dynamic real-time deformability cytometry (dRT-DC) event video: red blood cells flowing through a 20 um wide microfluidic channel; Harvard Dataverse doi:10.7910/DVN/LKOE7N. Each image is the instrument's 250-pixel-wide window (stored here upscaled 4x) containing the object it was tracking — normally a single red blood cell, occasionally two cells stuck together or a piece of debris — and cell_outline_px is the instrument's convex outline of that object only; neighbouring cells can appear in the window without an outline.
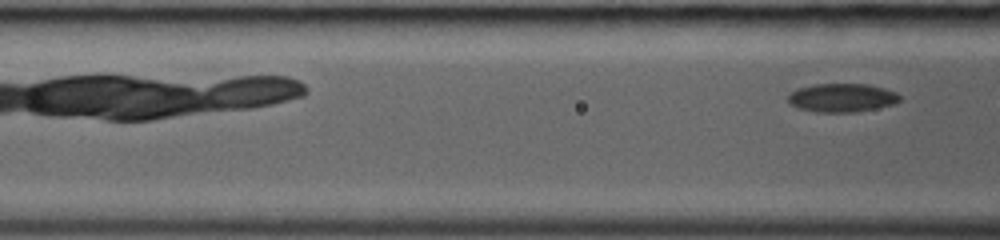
{"species": "common noctule bat (a hibernating species)", "species_latin": "Nyctalus noctula", "temperature_condition": "room temperature", "stored_images_in_passage": 9, "camera_frame_rate_fps": 3000, "um_per_image_px": 0.085, "animal": {"sex": "female", "body_mass_g": 19.0, "forearm_length_mm": 53.3}, "frame": {"image": 1, "passage_image": 9, "time_ms": 2.667, "image_size_px": [1000, 240], "cell_outline_px": [[900, 100], [896, 104], [856, 112], [816, 112], [796, 108], [788, 104], [788, 92], [796, 88], [812, 84], [868, 84], [884, 88], [896, 92], [900, 96]], "centroid_in_image_um": [71.52, 8.31], "position_along_channel_um": 95.1, "area_um2": 18.96}}